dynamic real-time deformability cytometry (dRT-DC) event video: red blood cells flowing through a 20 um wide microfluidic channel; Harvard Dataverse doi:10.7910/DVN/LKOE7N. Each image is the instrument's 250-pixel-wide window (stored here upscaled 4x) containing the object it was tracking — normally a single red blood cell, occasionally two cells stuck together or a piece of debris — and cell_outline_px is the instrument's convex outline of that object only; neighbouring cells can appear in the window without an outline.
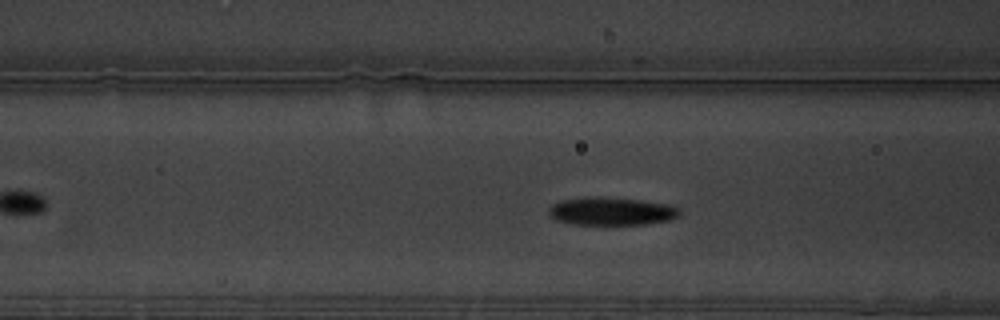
{"species": "common noctule bat (a hibernating species)", "species_latin": "Nyctalus noctula", "temperature_condition": "warm", "stored_images_in_passage": 51, "camera_frame_rate_fps": 3000, "um_per_image_px": 0.085, "animal": {"sex": "male", "body_mass_g": 19.5, "forearm_length_mm": 54.6}, "frame": {"image": 1, "passage_image": 18, "time_ms": 5.667, "image_size_px": [1000, 320], "cell_outline_px": [[672, 212], [668, 216], [644, 220], [584, 220], [560, 216], [556, 212], [556, 208], [564, 204], [640, 204], [664, 208]], "centroid_in_image_um": [51.99, 18.01], "position_along_channel_um": 114.6, "area_um2": 11.56}}
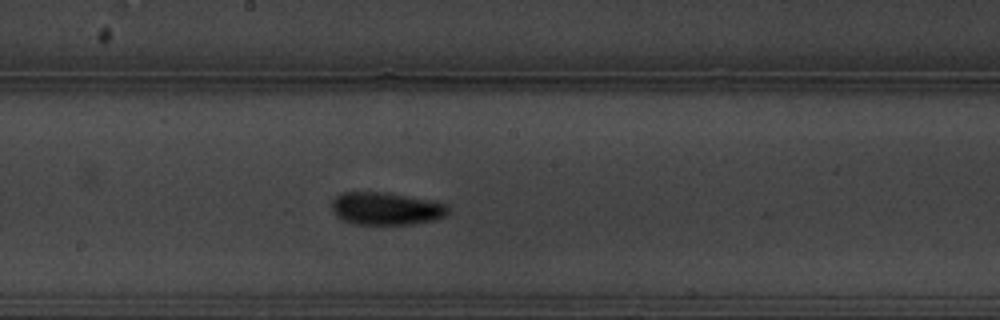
{"frame": {"image": 2, "passage_image": 27, "time_ms": 8.667, "image_size_px": [1000, 320], "cell_outline_px": [[440, 212], [432, 216], [404, 220], [368, 220], [352, 216], [344, 212], [340, 208], [340, 200], [348, 196], [352, 196], [400, 200], [440, 208]], "centroid_in_image_um": [32.74, 17.76], "position_along_channel_um": 215.5, "area_um2": 12.6}}
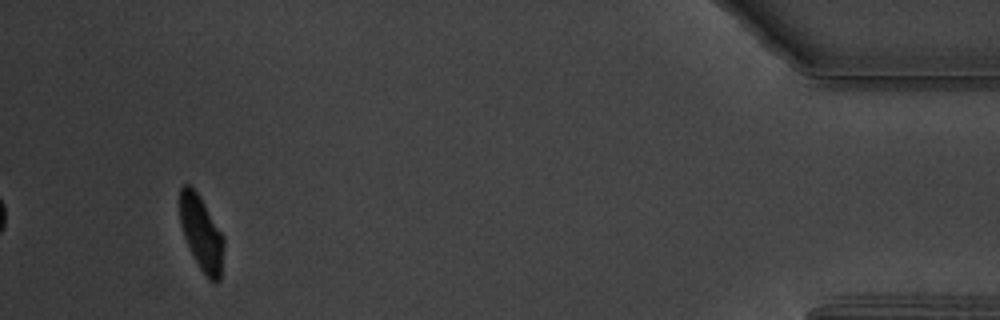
{"frame": {"image": 3, "passage_image": 51, "time_ms": 16.667, "image_size_px": [1000, 320], "cell_outline_px": [[220, 260], [216, 276], [212, 276], [204, 268], [188, 236], [184, 224], [180, 204], [180, 196], [184, 188], [188, 188], [196, 196], [220, 236]], "centroid_in_image_um": [17.08, 19.69], "position_along_channel_um": 418.1, "area_um2": 13.87}, "authors_computed_cell_mechanics": {"area_um2": 12.3114, "velocity_mm_per_s": 3.3693, "shape_relaxation_time_tau1_ms": 3.856, "shape_relaxation_time_tau2_ms": 9.366, "deformation_change_tau1": 0.1819, "deformation_change_tau2": 0.1321}}